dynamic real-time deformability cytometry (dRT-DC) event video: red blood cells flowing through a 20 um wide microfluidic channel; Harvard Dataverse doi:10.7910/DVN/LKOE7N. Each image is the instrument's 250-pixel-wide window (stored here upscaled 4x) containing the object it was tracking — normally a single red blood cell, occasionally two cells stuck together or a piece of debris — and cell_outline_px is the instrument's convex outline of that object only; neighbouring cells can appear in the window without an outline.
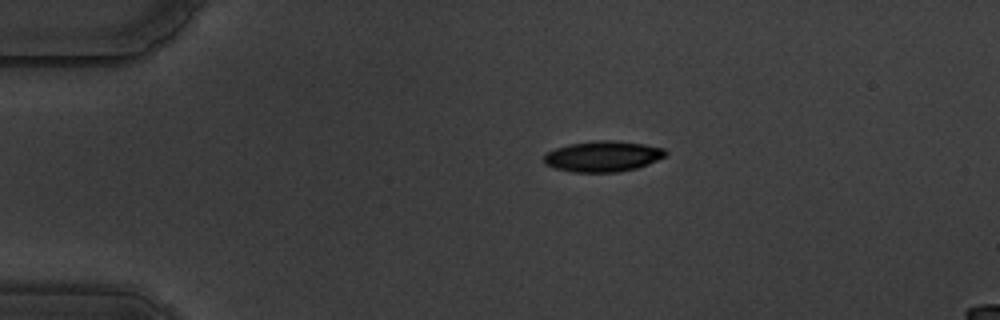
{"species": "common noctule bat (a hibernating species)", "species_latin": "Nyctalus noctula", "temperature_condition": "warm", "stored_images_in_passage": 47, "camera_frame_rate_fps": 3000, "um_per_image_px": 0.085, "animal": {"sex": "male", "body_mass_g": 19.5, "forearm_length_mm": 54.6}, "frame": {"image": 1, "passage_image": 1, "time_ms": 0.0, "image_size_px": [1000, 320], "cell_outline_px": [[668, 152], [664, 156], [648, 164], [636, 168], [616, 172], [572, 172], [556, 168], [544, 164], [544, 156], [548, 152], [556, 148], [568, 144], [596, 140], [616, 140], [644, 144], [664, 148]], "centroid_in_image_um": [51.24, 13.28], "position_along_channel_um": 33.8, "area_um2": 21.73}}
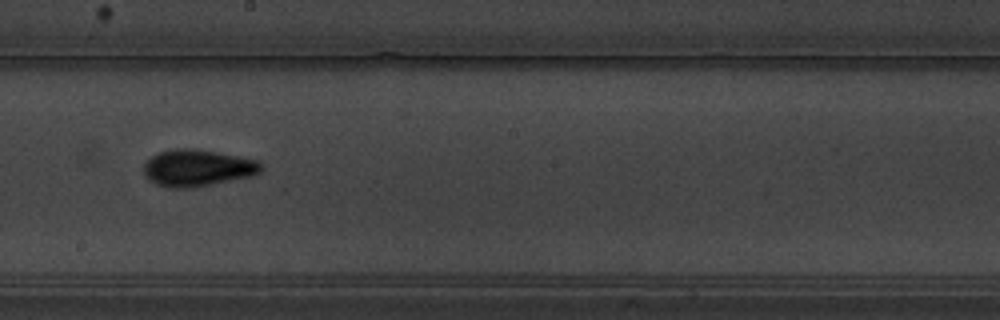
{"frame": {"image": 2, "passage_image": 22, "time_ms": 7.0, "image_size_px": [1000, 320], "cell_outline_px": [[264, 168], [260, 172], [252, 176], [192, 188], [168, 188], [156, 184], [148, 180], [144, 176], [144, 164], [152, 156], [160, 152], [176, 148], [192, 148], [240, 156], [256, 160], [264, 164]], "centroid_in_image_um": [16.79, 14.28], "position_along_channel_um": 231.4, "area_um2": 25.32}}
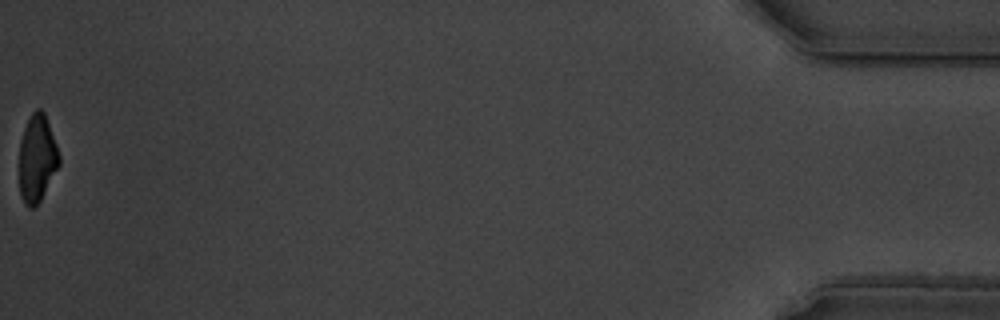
{"frame": {"image": 3, "passage_image": 47, "time_ms": 15.333, "image_size_px": [1000, 320], "cell_outline_px": [[60, 164], [40, 200], [32, 208], [28, 208], [24, 204], [20, 196], [20, 140], [24, 128], [32, 112], [36, 108], [40, 108], [44, 112], [56, 144], [60, 156]], "centroid_in_image_um": [3.15, 13.47], "position_along_channel_um": 432.1, "area_um2": 20.11}, "authors_computed_cell_mechanics": {"area_um2": 22.6576, "velocity_mm_per_s": 3.5352, "shape_relaxation_time_tau1_ms": 4.3909, "shape_relaxation_time_tau2_ms": 1.9612, "deformation_change_tau1": 0.1687, "deformation_change_tau2": 0.0837}}